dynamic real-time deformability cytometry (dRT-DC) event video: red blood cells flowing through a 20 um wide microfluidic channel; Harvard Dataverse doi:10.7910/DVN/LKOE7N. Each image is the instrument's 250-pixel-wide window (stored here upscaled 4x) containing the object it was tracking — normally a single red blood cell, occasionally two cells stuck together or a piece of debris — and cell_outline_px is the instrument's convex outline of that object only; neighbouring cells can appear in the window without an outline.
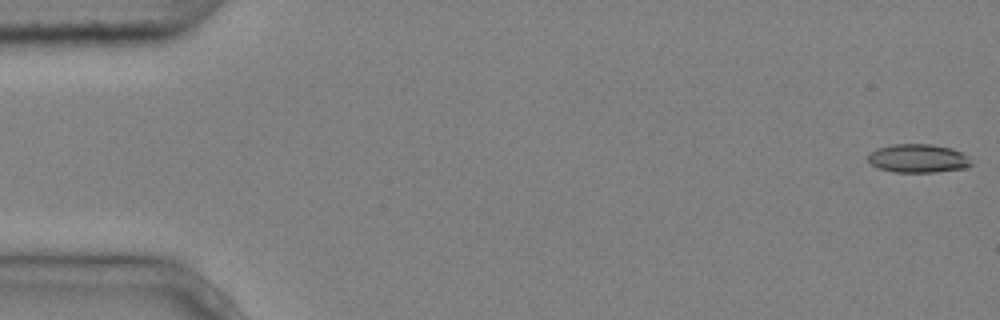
{"species": "common noctule bat (a hibernating species)", "species_latin": "Nyctalus noctula", "temperature_condition": "cold", "stored_images_in_passage": 5, "camera_frame_rate_fps": 3000, "um_per_image_px": 0.085, "animal": {"sex": "male", "body_mass_g": 20.4}, "frame": {"image": 1, "passage_image": 1, "time_ms": 0.0, "image_size_px": [1000, 320], "cell_outline_px": [[972, 164], [968, 168], [936, 172], [896, 172], [880, 168], [872, 164], [868, 160], [868, 156], [876, 148], [896, 144], [932, 144], [952, 148], [968, 156]], "centroid_in_image_um": [78.08, 13.46], "position_along_channel_um": 6.9, "area_um2": 17.11}}
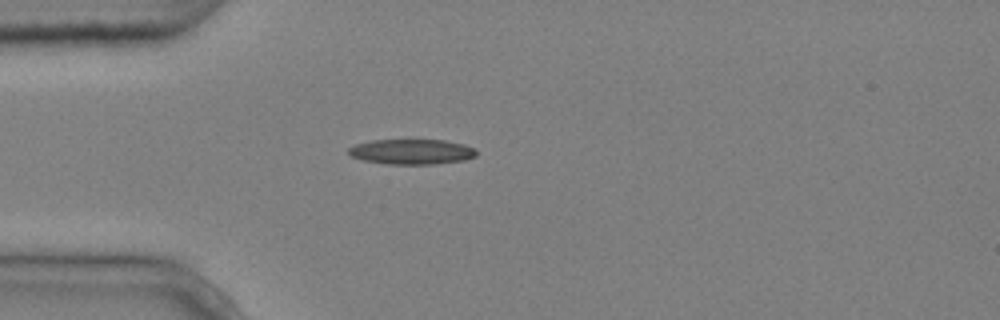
{"frame": {"image": 2, "passage_image": 5, "time_ms": 1.333, "image_size_px": [1000, 320], "cell_outline_px": [[476, 156], [464, 160], [432, 164], [388, 164], [364, 160], [352, 156], [348, 152], [348, 148], [356, 144], [372, 140], [444, 140], [464, 144], [476, 148]], "centroid_in_image_um": [35.02, 12.89], "position_along_channel_um": 50.0, "area_um2": 18.67}}